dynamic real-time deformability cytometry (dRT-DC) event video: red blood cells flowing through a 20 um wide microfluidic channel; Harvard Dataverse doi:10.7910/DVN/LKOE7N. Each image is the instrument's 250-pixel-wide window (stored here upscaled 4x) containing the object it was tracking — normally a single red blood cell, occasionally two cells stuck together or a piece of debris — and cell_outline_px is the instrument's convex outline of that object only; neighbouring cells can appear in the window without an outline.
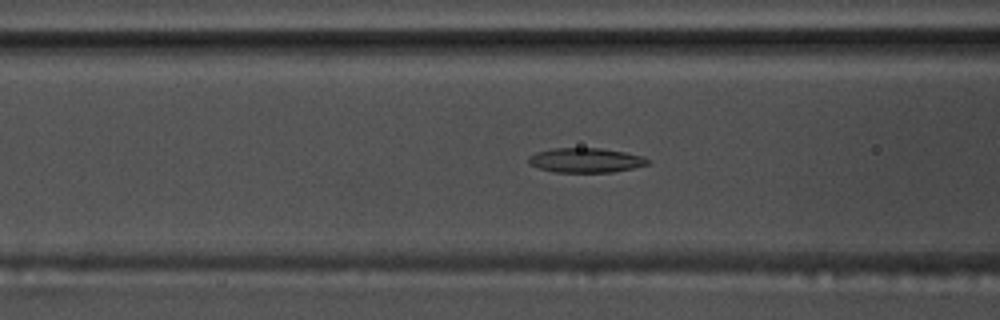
{"species": "common noctule bat (a hibernating species)", "species_latin": "Nyctalus noctula", "temperature_condition": "warm", "stored_images_in_passage": 57, "camera_frame_rate_fps": 3000, "um_per_image_px": 0.085, "animal": {"sex": "male", "body_mass_g": 17.5, "forearm_length_mm": 52.3}, "frame": {"image": 1, "passage_image": 23, "time_ms": 7.333, "image_size_px": [1000, 320], "cell_outline_px": [[648, 164], [632, 168], [612, 172], [556, 172], [540, 168], [528, 164], [528, 156], [536, 152], [552, 148], [600, 148], [624, 152], [644, 156], [648, 160]], "centroid_in_image_um": [49.75, 13.61], "position_along_channel_um": 116.9, "area_um2": 16.99}}
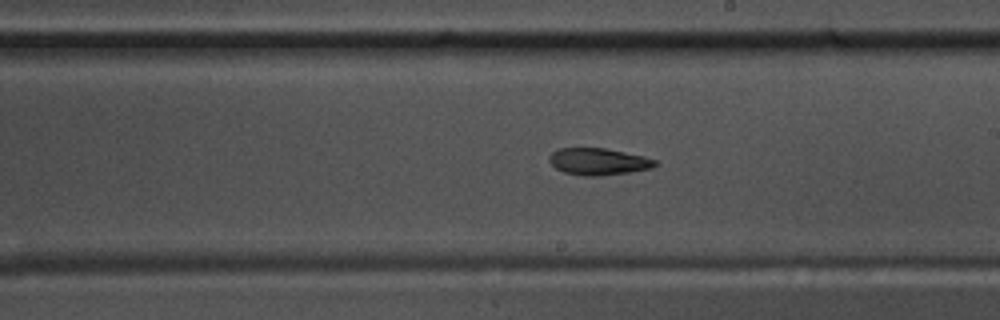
{"frame": {"image": 2, "passage_image": 33, "time_ms": 10.667, "image_size_px": [1000, 320], "cell_outline_px": [[660, 164], [652, 168], [628, 172], [600, 176], [584, 176], [564, 172], [556, 168], [548, 160], [548, 156], [552, 152], [560, 148], [604, 148], [644, 156], [656, 160]], "centroid_in_image_um": [50.87, 13.73], "position_along_channel_um": 238.1, "area_um2": 16.59}}
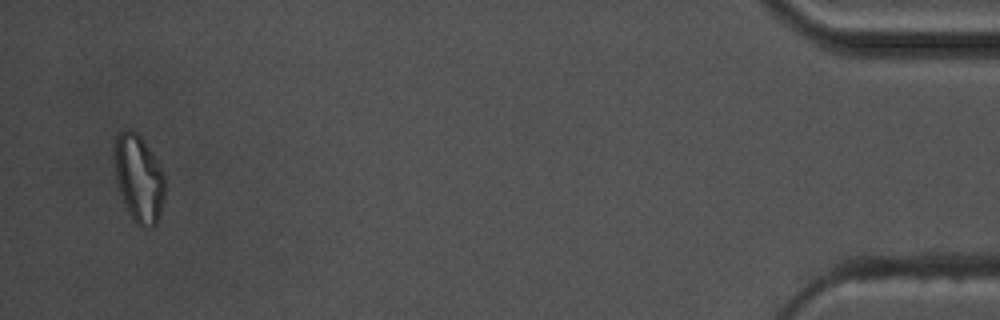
{"frame": {"image": 3, "passage_image": 55, "time_ms": 18.0, "image_size_px": [1000, 320], "cell_outline_px": [[164, 200], [156, 224], [152, 228], [140, 228], [132, 220], [128, 212], [120, 192], [116, 180], [112, 156], [116, 136], [124, 128], [132, 128], [140, 136], [164, 172]], "centroid_in_image_um": [11.77, 15.16], "position_along_channel_um": 423.4, "area_um2": 26.07}, "authors_computed_cell_mechanics": {"area_um2": 17.8024, "velocity_mm_per_s": 3.653, "shape_relaxation_time_tau1_ms": null, "shape_relaxation_time_tau2_ms": 3.6062, "deformation_change_tau1": null, "deformation_change_tau2": 0.0994}}